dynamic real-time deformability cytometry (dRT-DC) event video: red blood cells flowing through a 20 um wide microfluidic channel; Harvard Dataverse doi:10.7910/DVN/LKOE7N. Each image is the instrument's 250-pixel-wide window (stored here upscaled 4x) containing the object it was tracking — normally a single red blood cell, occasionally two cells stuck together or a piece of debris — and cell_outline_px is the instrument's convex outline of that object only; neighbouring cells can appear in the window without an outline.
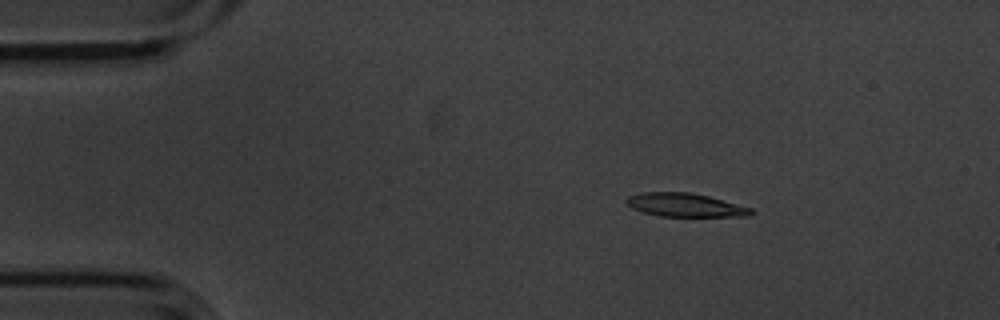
{"species": "common noctule bat (a hibernating species)", "species_latin": "Nyctalus noctula", "temperature_condition": "cold", "stored_images_in_passage": 5, "camera_frame_rate_fps": 3000, "um_per_image_px": 0.085, "animal": {"sex": "male", "body_mass_g": 20.1, "forearm_length_mm": 53.5}, "frame": {"image": 1, "passage_image": 3, "time_ms": 0.667, "image_size_px": [1000, 320], "cell_outline_px": [[752, 212], [748, 216], [660, 216], [644, 212], [632, 208], [624, 200], [628, 196], [644, 192], [692, 192], [708, 196], [752, 208]], "centroid_in_image_um": [58.21, 17.42], "position_along_channel_um": 26.8, "area_um2": 16.88}}